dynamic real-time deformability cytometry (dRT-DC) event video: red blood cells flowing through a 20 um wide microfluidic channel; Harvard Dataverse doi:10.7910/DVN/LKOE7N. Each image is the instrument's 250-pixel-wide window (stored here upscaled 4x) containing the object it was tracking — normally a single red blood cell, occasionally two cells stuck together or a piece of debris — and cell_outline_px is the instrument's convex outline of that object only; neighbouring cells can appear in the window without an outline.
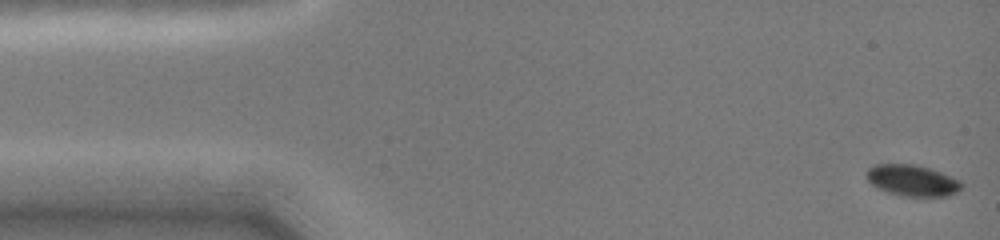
{"species": "common noctule bat (a hibernating species)", "species_latin": "Nyctalus noctula", "temperature_condition": "cold", "stored_images_in_passage": 47, "camera_frame_rate_fps": 3000, "um_per_image_px": 0.085, "animal": {"sex": "female", "body_mass_g": 19.0, "forearm_length_mm": 51.5}, "frame": {"image": 1, "passage_image": 1, "time_ms": 0.0, "image_size_px": [1000, 240], "cell_outline_px": [[964, 184], [956, 192], [948, 196], [900, 196], [876, 188], [868, 180], [868, 168], [876, 164], [912, 164], [932, 168], [960, 180]], "centroid_in_image_um": [77.57, 15.34], "position_along_channel_um": 7.4, "area_um2": 17.28}}
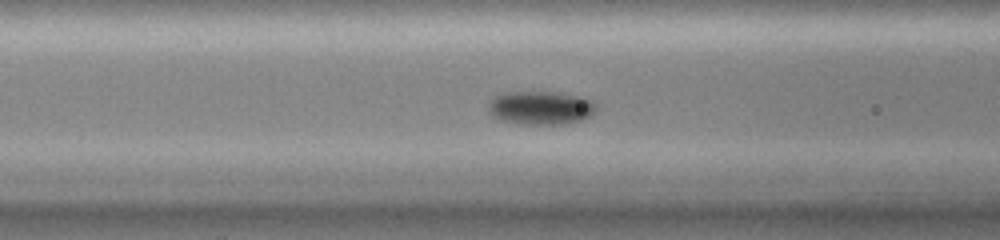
{"frame": {"image": 2, "passage_image": 18, "time_ms": 5.667, "image_size_px": [1000, 240], "cell_outline_px": [[596, 112], [592, 116], [580, 120], [560, 124], [524, 124], [500, 120], [492, 116], [488, 112], [488, 104], [496, 96], [508, 92], [560, 92], [580, 96], [592, 100], [596, 104]], "centroid_in_image_um": [45.99, 9.16], "position_along_channel_um": 120.6, "area_um2": 21.15}}
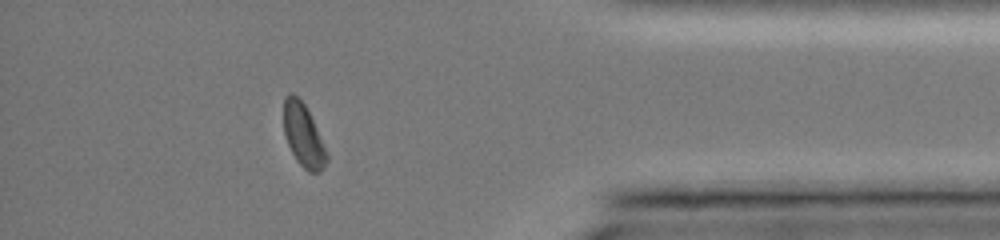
{"frame": {"image": 3, "passage_image": 41, "time_ms": 13.333, "image_size_px": [1000, 240], "cell_outline_px": [[328, 160], [324, 168], [320, 172], [308, 172], [296, 160], [288, 144], [284, 132], [284, 96], [288, 92], [292, 92], [304, 104], [316, 128], [328, 156]], "centroid_in_image_um": [25.77, 11.51], "position_along_channel_um": 409.4, "area_um2": 15.49}, "authors_computed_cell_mechanics": {"area_um2": 18.0914, "velocity_mm_per_s": 4.0408, "shape_relaxation_time_tau1_ms": 1.4103, "shape_relaxation_time_tau2_ms": null, "deformation_change_tau1": 0.0871, "deformation_change_tau2": null}}